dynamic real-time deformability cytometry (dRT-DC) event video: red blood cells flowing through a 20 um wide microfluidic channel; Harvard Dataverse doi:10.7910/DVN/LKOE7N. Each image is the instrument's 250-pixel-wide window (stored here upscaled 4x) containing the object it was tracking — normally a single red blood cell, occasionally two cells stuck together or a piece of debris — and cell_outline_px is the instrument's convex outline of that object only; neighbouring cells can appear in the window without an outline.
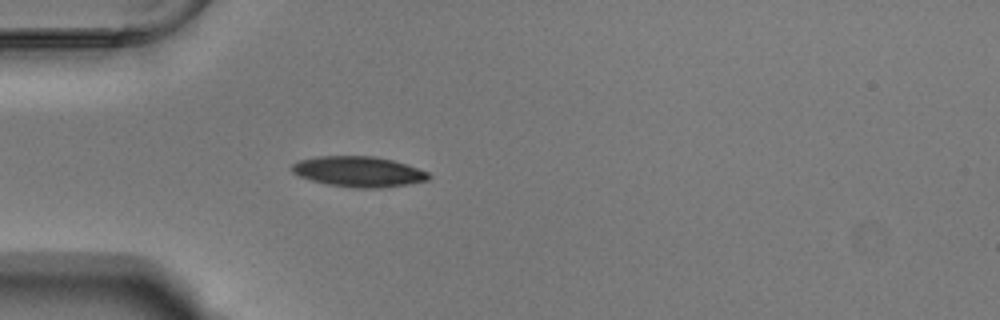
{"species": "Egyptian fruit bat (a non-hibernating species)", "species_latin": "Rousettus aegyptiacus", "temperature_condition": "warm", "stored_images_in_passage": 46, "camera_frame_rate_fps": 3000, "um_per_image_px": 0.085, "animal": {"sex": "male"}, "frame": {"image": 1, "passage_image": 8, "time_ms": 2.333, "image_size_px": [1000, 320], "cell_outline_px": [[432, 176], [428, 180], [380, 188], [352, 188], [328, 184], [312, 180], [300, 176], [292, 172], [292, 164], [300, 160], [320, 156], [372, 156], [392, 160], [428, 172]], "centroid_in_image_um": [30.47, 14.59], "position_along_channel_um": 54.5, "area_um2": 23.93}}
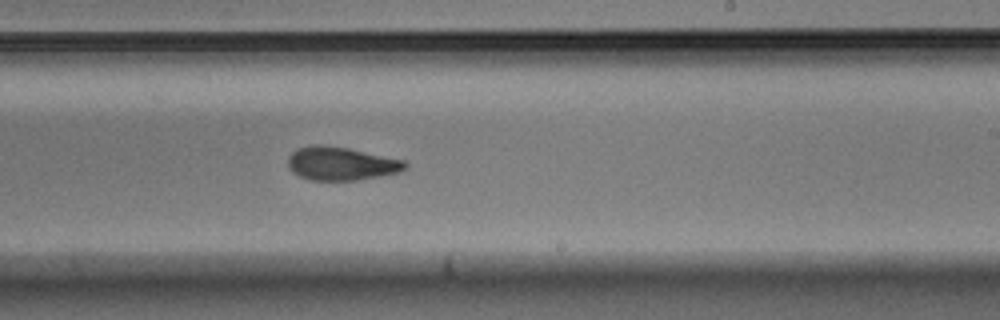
{"frame": {"image": 2, "passage_image": 25, "time_ms": 8.0, "image_size_px": [1000, 320], "cell_outline_px": [[408, 168], [400, 172], [380, 176], [356, 180], [312, 180], [300, 176], [292, 172], [288, 168], [288, 156], [296, 148], [312, 144], [320, 144], [348, 148], [404, 160], [408, 164]], "centroid_in_image_um": [28.98, 13.9], "position_along_channel_um": 260.0, "area_um2": 22.95}}
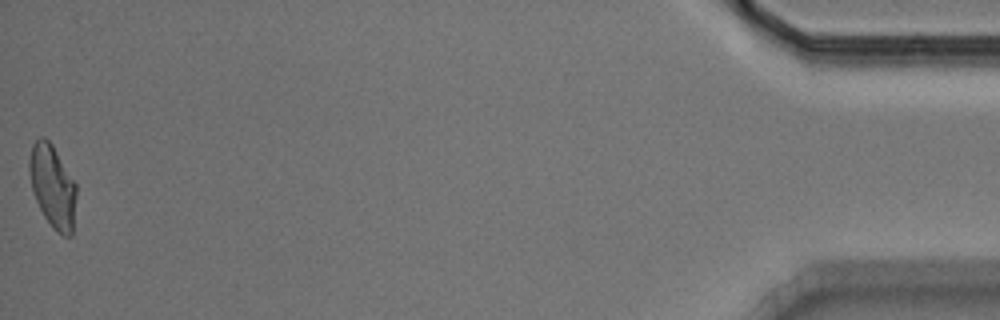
{"frame": {"image": 3, "passage_image": 46, "time_ms": 15.0, "image_size_px": [1000, 320], "cell_outline_px": [[76, 196], [72, 236], [64, 236], [56, 232], [52, 228], [44, 216], [36, 200], [32, 188], [28, 168], [28, 160], [32, 144], [40, 136], [44, 136], [52, 144], [76, 184]], "centroid_in_image_um": [4.46, 15.84], "position_along_channel_um": 430.7, "area_um2": 22.72}, "authors_computed_cell_mechanics": {"area_um2": 22.8888, "velocity_mm_per_s": 3.7601, "shape_relaxation_time_tau1_ms": 4.1483, "shape_relaxation_time_tau2_ms": 2.2683, "deformation_change_tau1": 0.1523, "deformation_change_tau2": 0.0803}}